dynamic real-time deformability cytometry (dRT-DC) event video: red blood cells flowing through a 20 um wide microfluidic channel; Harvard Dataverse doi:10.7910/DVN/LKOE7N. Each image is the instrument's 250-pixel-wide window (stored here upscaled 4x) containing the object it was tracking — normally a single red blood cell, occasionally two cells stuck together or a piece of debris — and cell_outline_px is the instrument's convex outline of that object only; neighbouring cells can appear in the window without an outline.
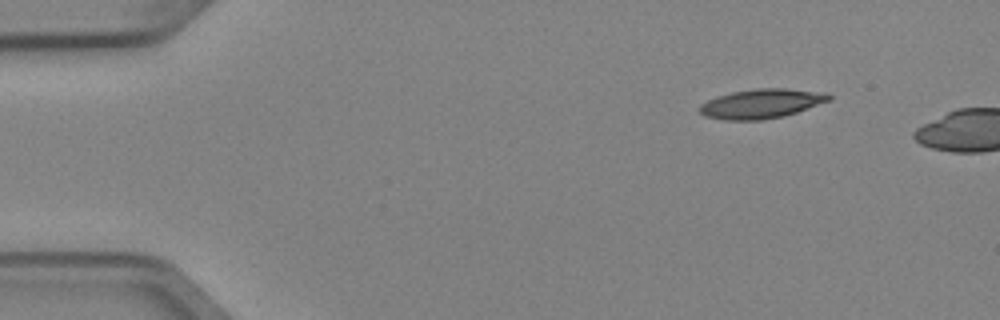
{"species": "Egyptian fruit bat (a non-hibernating species)", "species_latin": "Rousettus aegyptiacus", "temperature_condition": "cold", "stored_images_in_passage": 2, "camera_frame_rate_fps": 3000, "um_per_image_px": 0.085, "animal": {"sex": "female"}, "frame": {"image": 1, "passage_image": 1, "time_ms": 0.0, "image_size_px": [1000, 320], "cell_outline_px": [[832, 100], [784, 116], [764, 120], [724, 120], [704, 116], [700, 112], [700, 104], [716, 96], [732, 92], [752, 88], [788, 88], [828, 92], [832, 96]], "centroid_in_image_um": [64.76, 8.8], "position_along_channel_um": 20.2, "area_um2": 22.48}}